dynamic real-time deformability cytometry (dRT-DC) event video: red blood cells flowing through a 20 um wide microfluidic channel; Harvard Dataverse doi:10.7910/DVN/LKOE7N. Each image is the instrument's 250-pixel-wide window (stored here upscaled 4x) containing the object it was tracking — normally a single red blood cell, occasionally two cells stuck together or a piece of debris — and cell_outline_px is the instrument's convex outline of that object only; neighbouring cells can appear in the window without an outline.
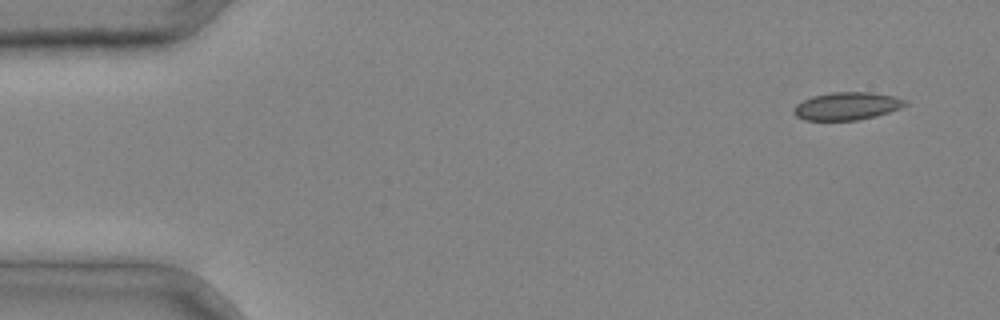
{"species": "common noctule bat (a hibernating species)", "species_latin": "Nyctalus noctula", "temperature_condition": "cold", "stored_images_in_passage": 4, "camera_frame_rate_fps": 3000, "um_per_image_px": 0.085, "animal": {"sex": "male", "body_mass_g": 20.4}, "frame": {"image": 1, "passage_image": 1, "time_ms": 0.0, "image_size_px": [1000, 320], "cell_outline_px": [[908, 104], [900, 108], [876, 116], [856, 120], [804, 120], [796, 116], [792, 112], [792, 108], [796, 104], [812, 96], [832, 92], [872, 92], [892, 96], [908, 100]], "centroid_in_image_um": [71.97, 9.01], "position_along_channel_um": 13.0, "area_um2": 18.09}}
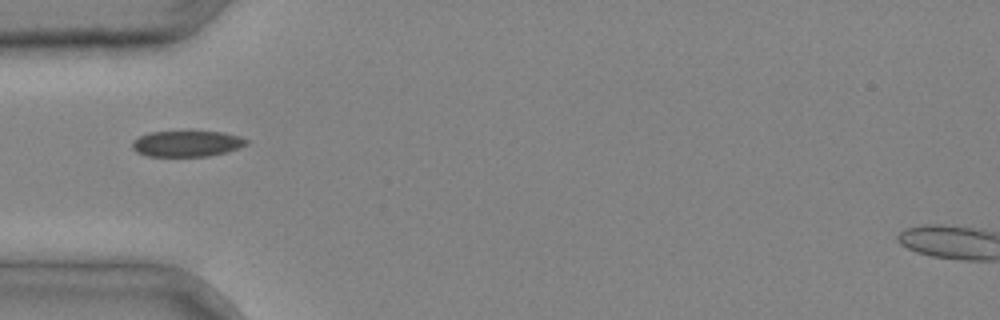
{"frame": {"image": 2, "passage_image": 4, "time_ms": 1.0, "image_size_px": [1000, 320], "cell_outline_px": [[248, 144], [240, 148], [228, 152], [208, 156], [148, 156], [136, 152], [132, 148], [132, 140], [148, 132], [224, 132], [240, 136], [248, 140]], "centroid_in_image_um": [15.9, 12.21], "position_along_channel_um": 69.1, "area_um2": 17.34}}